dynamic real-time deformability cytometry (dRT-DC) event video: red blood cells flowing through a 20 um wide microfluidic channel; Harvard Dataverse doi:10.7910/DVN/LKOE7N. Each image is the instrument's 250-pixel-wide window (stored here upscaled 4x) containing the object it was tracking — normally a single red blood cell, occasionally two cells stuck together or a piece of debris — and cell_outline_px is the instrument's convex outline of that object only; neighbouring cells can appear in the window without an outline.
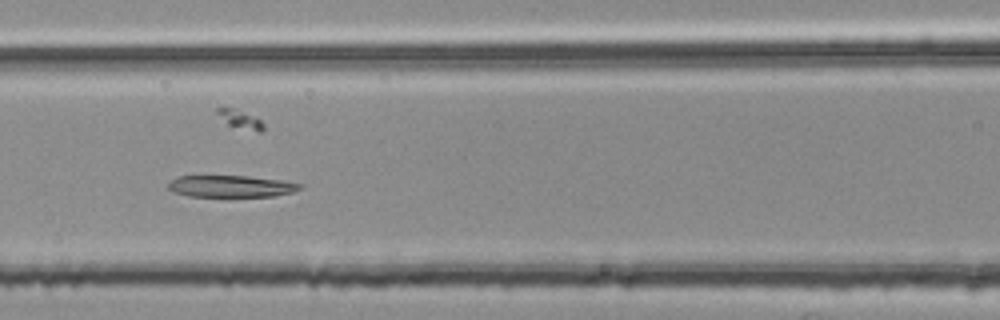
{"species": "common noctule bat (a hibernating species)", "species_latin": "Nyctalus noctula", "temperature_condition": "room temperature", "stored_images_in_passage": 37, "camera_frame_rate_fps": 3000, "um_per_image_px": 0.085, "animal": {"sex": "female", "body_mass_g": 25.1}, "frame": {"image": 1, "passage_image": 11, "time_ms": 3.333, "image_size_px": [1000, 320], "cell_outline_px": [[304, 188], [292, 192], [276, 196], [188, 196], [172, 192], [168, 188], [168, 184], [176, 176], [248, 176], [280, 180], [304, 184]], "centroid_in_image_um": [19.66, 15.83], "position_along_channel_um": 146.9, "area_um2": 16.76}}
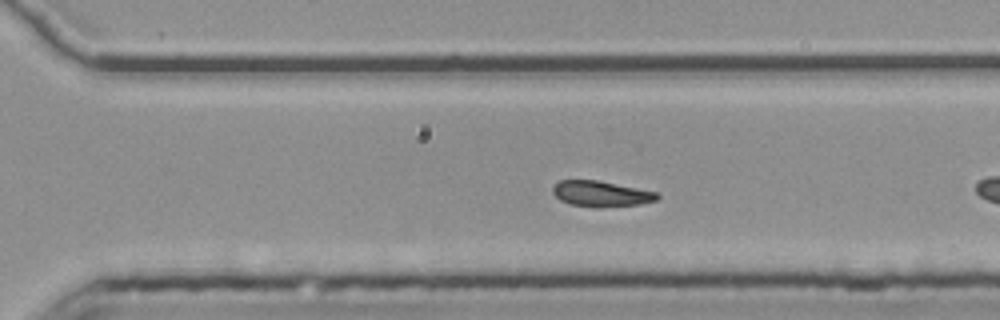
{"frame": {"image": 2, "passage_image": 22, "time_ms": 7.0, "image_size_px": [1000, 320], "cell_outline_px": [[660, 196], [656, 200], [640, 204], [596, 208], [572, 204], [560, 200], [552, 192], [552, 184], [560, 180], [596, 180], [656, 192]], "centroid_in_image_um": [51.04, 16.47], "position_along_channel_um": 319.6, "area_um2": 15.55}, "authors_computed_cell_mechanics": {"area_um2": 16.8198, "velocity_mm_per_s": 3.7423, "shape_relaxation_time_tau1_ms": null, "shape_relaxation_time_tau2_ms": 5.199, "deformation_change_tau1": null, "deformation_change_tau2": 0.1185}}